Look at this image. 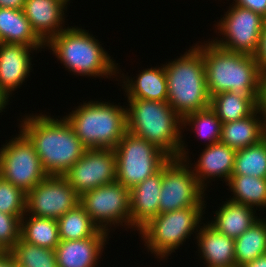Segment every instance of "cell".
Segmentation results:
<instances>
[{
	"label": "cell",
	"mask_w": 266,
	"mask_h": 267,
	"mask_svg": "<svg viewBox=\"0 0 266 267\" xmlns=\"http://www.w3.org/2000/svg\"><path fill=\"white\" fill-rule=\"evenodd\" d=\"M232 175L266 178V136L256 144L236 150Z\"/></svg>",
	"instance_id": "cell-31"
},
{
	"label": "cell",
	"mask_w": 266,
	"mask_h": 267,
	"mask_svg": "<svg viewBox=\"0 0 266 267\" xmlns=\"http://www.w3.org/2000/svg\"><path fill=\"white\" fill-rule=\"evenodd\" d=\"M258 109L264 117L266 123V70L261 74L260 95L258 99Z\"/></svg>",
	"instance_id": "cell-37"
},
{
	"label": "cell",
	"mask_w": 266,
	"mask_h": 267,
	"mask_svg": "<svg viewBox=\"0 0 266 267\" xmlns=\"http://www.w3.org/2000/svg\"><path fill=\"white\" fill-rule=\"evenodd\" d=\"M215 211V217L208 223L218 232L236 239L259 218L256 209L227 200Z\"/></svg>",
	"instance_id": "cell-23"
},
{
	"label": "cell",
	"mask_w": 266,
	"mask_h": 267,
	"mask_svg": "<svg viewBox=\"0 0 266 267\" xmlns=\"http://www.w3.org/2000/svg\"><path fill=\"white\" fill-rule=\"evenodd\" d=\"M205 210L206 206H192L158 214L138 234L148 252L167 260L193 233H198L201 221L206 219Z\"/></svg>",
	"instance_id": "cell-7"
},
{
	"label": "cell",
	"mask_w": 266,
	"mask_h": 267,
	"mask_svg": "<svg viewBox=\"0 0 266 267\" xmlns=\"http://www.w3.org/2000/svg\"><path fill=\"white\" fill-rule=\"evenodd\" d=\"M70 0H26L23 12L36 35L46 43L63 31Z\"/></svg>",
	"instance_id": "cell-17"
},
{
	"label": "cell",
	"mask_w": 266,
	"mask_h": 267,
	"mask_svg": "<svg viewBox=\"0 0 266 267\" xmlns=\"http://www.w3.org/2000/svg\"><path fill=\"white\" fill-rule=\"evenodd\" d=\"M235 154L236 150L222 142H217L205 146L195 163H191L189 157L184 160L192 168L199 185L206 191L207 184L215 181L216 178V180L223 179L227 184L232 176Z\"/></svg>",
	"instance_id": "cell-16"
},
{
	"label": "cell",
	"mask_w": 266,
	"mask_h": 267,
	"mask_svg": "<svg viewBox=\"0 0 266 267\" xmlns=\"http://www.w3.org/2000/svg\"><path fill=\"white\" fill-rule=\"evenodd\" d=\"M239 267H266V254L257 257L255 260L242 264Z\"/></svg>",
	"instance_id": "cell-40"
},
{
	"label": "cell",
	"mask_w": 266,
	"mask_h": 267,
	"mask_svg": "<svg viewBox=\"0 0 266 267\" xmlns=\"http://www.w3.org/2000/svg\"><path fill=\"white\" fill-rule=\"evenodd\" d=\"M6 250L0 246V255L3 254Z\"/></svg>",
	"instance_id": "cell-42"
},
{
	"label": "cell",
	"mask_w": 266,
	"mask_h": 267,
	"mask_svg": "<svg viewBox=\"0 0 266 267\" xmlns=\"http://www.w3.org/2000/svg\"><path fill=\"white\" fill-rule=\"evenodd\" d=\"M47 114H25L22 121L18 120L19 128L33 143L46 173L63 176L87 148L65 117Z\"/></svg>",
	"instance_id": "cell-1"
},
{
	"label": "cell",
	"mask_w": 266,
	"mask_h": 267,
	"mask_svg": "<svg viewBox=\"0 0 266 267\" xmlns=\"http://www.w3.org/2000/svg\"><path fill=\"white\" fill-rule=\"evenodd\" d=\"M20 238L27 243L55 250L60 242L57 219L25 214L21 218Z\"/></svg>",
	"instance_id": "cell-27"
},
{
	"label": "cell",
	"mask_w": 266,
	"mask_h": 267,
	"mask_svg": "<svg viewBox=\"0 0 266 267\" xmlns=\"http://www.w3.org/2000/svg\"><path fill=\"white\" fill-rule=\"evenodd\" d=\"M101 101L86 100L64 116L87 149H114L127 132L126 107Z\"/></svg>",
	"instance_id": "cell-6"
},
{
	"label": "cell",
	"mask_w": 266,
	"mask_h": 267,
	"mask_svg": "<svg viewBox=\"0 0 266 267\" xmlns=\"http://www.w3.org/2000/svg\"><path fill=\"white\" fill-rule=\"evenodd\" d=\"M266 136V123L257 108L248 117L223 123L220 142L234 150H240L256 144Z\"/></svg>",
	"instance_id": "cell-22"
},
{
	"label": "cell",
	"mask_w": 266,
	"mask_h": 267,
	"mask_svg": "<svg viewBox=\"0 0 266 267\" xmlns=\"http://www.w3.org/2000/svg\"><path fill=\"white\" fill-rule=\"evenodd\" d=\"M26 214L59 219L80 203V195L64 176L48 175L26 193Z\"/></svg>",
	"instance_id": "cell-13"
},
{
	"label": "cell",
	"mask_w": 266,
	"mask_h": 267,
	"mask_svg": "<svg viewBox=\"0 0 266 267\" xmlns=\"http://www.w3.org/2000/svg\"><path fill=\"white\" fill-rule=\"evenodd\" d=\"M0 43L45 47L33 31L23 9L0 8Z\"/></svg>",
	"instance_id": "cell-24"
},
{
	"label": "cell",
	"mask_w": 266,
	"mask_h": 267,
	"mask_svg": "<svg viewBox=\"0 0 266 267\" xmlns=\"http://www.w3.org/2000/svg\"><path fill=\"white\" fill-rule=\"evenodd\" d=\"M81 196L84 192L117 181L114 149H86L63 175Z\"/></svg>",
	"instance_id": "cell-14"
},
{
	"label": "cell",
	"mask_w": 266,
	"mask_h": 267,
	"mask_svg": "<svg viewBox=\"0 0 266 267\" xmlns=\"http://www.w3.org/2000/svg\"><path fill=\"white\" fill-rule=\"evenodd\" d=\"M0 267H19L11 251H5L0 255Z\"/></svg>",
	"instance_id": "cell-38"
},
{
	"label": "cell",
	"mask_w": 266,
	"mask_h": 267,
	"mask_svg": "<svg viewBox=\"0 0 266 267\" xmlns=\"http://www.w3.org/2000/svg\"><path fill=\"white\" fill-rule=\"evenodd\" d=\"M195 46L203 54L210 98L231 91L248 95L258 104L262 71L254 56L228 51L210 39Z\"/></svg>",
	"instance_id": "cell-2"
},
{
	"label": "cell",
	"mask_w": 266,
	"mask_h": 267,
	"mask_svg": "<svg viewBox=\"0 0 266 267\" xmlns=\"http://www.w3.org/2000/svg\"><path fill=\"white\" fill-rule=\"evenodd\" d=\"M9 99L12 98H9L8 94L0 87V113L3 111L6 112L4 109H6L9 104Z\"/></svg>",
	"instance_id": "cell-41"
},
{
	"label": "cell",
	"mask_w": 266,
	"mask_h": 267,
	"mask_svg": "<svg viewBox=\"0 0 266 267\" xmlns=\"http://www.w3.org/2000/svg\"><path fill=\"white\" fill-rule=\"evenodd\" d=\"M109 233L100 230L96 235L81 239L59 242L55 248L58 267H95L108 244ZM100 259V260H99Z\"/></svg>",
	"instance_id": "cell-18"
},
{
	"label": "cell",
	"mask_w": 266,
	"mask_h": 267,
	"mask_svg": "<svg viewBox=\"0 0 266 267\" xmlns=\"http://www.w3.org/2000/svg\"><path fill=\"white\" fill-rule=\"evenodd\" d=\"M234 241L236 267L266 254V218H259Z\"/></svg>",
	"instance_id": "cell-28"
},
{
	"label": "cell",
	"mask_w": 266,
	"mask_h": 267,
	"mask_svg": "<svg viewBox=\"0 0 266 267\" xmlns=\"http://www.w3.org/2000/svg\"><path fill=\"white\" fill-rule=\"evenodd\" d=\"M139 72L133 78L123 73L116 77L115 80L122 83L120 86L125 91V98L167 102V79L164 64L160 67L158 65L153 68H145V70H139ZM118 77L124 78L119 80Z\"/></svg>",
	"instance_id": "cell-21"
},
{
	"label": "cell",
	"mask_w": 266,
	"mask_h": 267,
	"mask_svg": "<svg viewBox=\"0 0 266 267\" xmlns=\"http://www.w3.org/2000/svg\"><path fill=\"white\" fill-rule=\"evenodd\" d=\"M254 59L256 60L261 71L266 70V20L263 26L257 51L255 52Z\"/></svg>",
	"instance_id": "cell-35"
},
{
	"label": "cell",
	"mask_w": 266,
	"mask_h": 267,
	"mask_svg": "<svg viewBox=\"0 0 266 267\" xmlns=\"http://www.w3.org/2000/svg\"><path fill=\"white\" fill-rule=\"evenodd\" d=\"M187 126L191 128L189 131L193 130L196 137L199 136L198 139H203L205 141L203 142L205 146L220 142L222 123L210 107L184 116L182 118L183 132Z\"/></svg>",
	"instance_id": "cell-30"
},
{
	"label": "cell",
	"mask_w": 266,
	"mask_h": 267,
	"mask_svg": "<svg viewBox=\"0 0 266 267\" xmlns=\"http://www.w3.org/2000/svg\"><path fill=\"white\" fill-rule=\"evenodd\" d=\"M57 223L61 241L89 238L100 231L80 203L57 219Z\"/></svg>",
	"instance_id": "cell-29"
},
{
	"label": "cell",
	"mask_w": 266,
	"mask_h": 267,
	"mask_svg": "<svg viewBox=\"0 0 266 267\" xmlns=\"http://www.w3.org/2000/svg\"><path fill=\"white\" fill-rule=\"evenodd\" d=\"M19 131V134L6 140L0 147V177L27 193L48 174L43 169L33 143Z\"/></svg>",
	"instance_id": "cell-9"
},
{
	"label": "cell",
	"mask_w": 266,
	"mask_h": 267,
	"mask_svg": "<svg viewBox=\"0 0 266 267\" xmlns=\"http://www.w3.org/2000/svg\"><path fill=\"white\" fill-rule=\"evenodd\" d=\"M26 0H0V8L23 9Z\"/></svg>",
	"instance_id": "cell-39"
},
{
	"label": "cell",
	"mask_w": 266,
	"mask_h": 267,
	"mask_svg": "<svg viewBox=\"0 0 266 267\" xmlns=\"http://www.w3.org/2000/svg\"><path fill=\"white\" fill-rule=\"evenodd\" d=\"M167 102L183 118L210 107L202 52L194 45L180 57L164 64Z\"/></svg>",
	"instance_id": "cell-5"
},
{
	"label": "cell",
	"mask_w": 266,
	"mask_h": 267,
	"mask_svg": "<svg viewBox=\"0 0 266 267\" xmlns=\"http://www.w3.org/2000/svg\"><path fill=\"white\" fill-rule=\"evenodd\" d=\"M206 223V224H205ZM203 222L195 236L198 255L205 267H236L235 241Z\"/></svg>",
	"instance_id": "cell-20"
},
{
	"label": "cell",
	"mask_w": 266,
	"mask_h": 267,
	"mask_svg": "<svg viewBox=\"0 0 266 267\" xmlns=\"http://www.w3.org/2000/svg\"><path fill=\"white\" fill-rule=\"evenodd\" d=\"M127 103L128 132L154 144L170 158L189 157L182 135V118L168 102L127 99Z\"/></svg>",
	"instance_id": "cell-3"
},
{
	"label": "cell",
	"mask_w": 266,
	"mask_h": 267,
	"mask_svg": "<svg viewBox=\"0 0 266 267\" xmlns=\"http://www.w3.org/2000/svg\"><path fill=\"white\" fill-rule=\"evenodd\" d=\"M228 9L224 16L217 20V24H214L220 38L214 37L211 41L228 51L254 56L266 19L235 4Z\"/></svg>",
	"instance_id": "cell-10"
},
{
	"label": "cell",
	"mask_w": 266,
	"mask_h": 267,
	"mask_svg": "<svg viewBox=\"0 0 266 267\" xmlns=\"http://www.w3.org/2000/svg\"><path fill=\"white\" fill-rule=\"evenodd\" d=\"M100 43L86 29L68 25L50 38L45 48L52 50L57 61L60 60L66 70L76 76L115 78L122 71Z\"/></svg>",
	"instance_id": "cell-4"
},
{
	"label": "cell",
	"mask_w": 266,
	"mask_h": 267,
	"mask_svg": "<svg viewBox=\"0 0 266 267\" xmlns=\"http://www.w3.org/2000/svg\"><path fill=\"white\" fill-rule=\"evenodd\" d=\"M44 48L0 43V87L9 97L26 82L25 79L33 71L30 53L37 50L41 52Z\"/></svg>",
	"instance_id": "cell-15"
},
{
	"label": "cell",
	"mask_w": 266,
	"mask_h": 267,
	"mask_svg": "<svg viewBox=\"0 0 266 267\" xmlns=\"http://www.w3.org/2000/svg\"><path fill=\"white\" fill-rule=\"evenodd\" d=\"M26 193L0 177V211L22 218L26 214Z\"/></svg>",
	"instance_id": "cell-33"
},
{
	"label": "cell",
	"mask_w": 266,
	"mask_h": 267,
	"mask_svg": "<svg viewBox=\"0 0 266 267\" xmlns=\"http://www.w3.org/2000/svg\"><path fill=\"white\" fill-rule=\"evenodd\" d=\"M21 218L0 211V246L10 251L20 239Z\"/></svg>",
	"instance_id": "cell-34"
},
{
	"label": "cell",
	"mask_w": 266,
	"mask_h": 267,
	"mask_svg": "<svg viewBox=\"0 0 266 267\" xmlns=\"http://www.w3.org/2000/svg\"><path fill=\"white\" fill-rule=\"evenodd\" d=\"M205 195V190L185 160L170 158L162 167L159 214L192 206H206Z\"/></svg>",
	"instance_id": "cell-12"
},
{
	"label": "cell",
	"mask_w": 266,
	"mask_h": 267,
	"mask_svg": "<svg viewBox=\"0 0 266 267\" xmlns=\"http://www.w3.org/2000/svg\"><path fill=\"white\" fill-rule=\"evenodd\" d=\"M231 4L250 9L266 19V0H233Z\"/></svg>",
	"instance_id": "cell-36"
},
{
	"label": "cell",
	"mask_w": 266,
	"mask_h": 267,
	"mask_svg": "<svg viewBox=\"0 0 266 267\" xmlns=\"http://www.w3.org/2000/svg\"><path fill=\"white\" fill-rule=\"evenodd\" d=\"M80 204L100 230L110 233L119 225L131 229L129 189L117 181L84 192Z\"/></svg>",
	"instance_id": "cell-11"
},
{
	"label": "cell",
	"mask_w": 266,
	"mask_h": 267,
	"mask_svg": "<svg viewBox=\"0 0 266 267\" xmlns=\"http://www.w3.org/2000/svg\"><path fill=\"white\" fill-rule=\"evenodd\" d=\"M114 151L117 182L129 190L158 172L170 160L157 146L128 131Z\"/></svg>",
	"instance_id": "cell-8"
},
{
	"label": "cell",
	"mask_w": 266,
	"mask_h": 267,
	"mask_svg": "<svg viewBox=\"0 0 266 267\" xmlns=\"http://www.w3.org/2000/svg\"><path fill=\"white\" fill-rule=\"evenodd\" d=\"M227 186L233 194L226 200L244 204L256 210H266V178L249 175H232ZM258 208V209H257ZM265 208V209H264Z\"/></svg>",
	"instance_id": "cell-26"
},
{
	"label": "cell",
	"mask_w": 266,
	"mask_h": 267,
	"mask_svg": "<svg viewBox=\"0 0 266 267\" xmlns=\"http://www.w3.org/2000/svg\"><path fill=\"white\" fill-rule=\"evenodd\" d=\"M162 168L129 190L131 229L139 231L159 214Z\"/></svg>",
	"instance_id": "cell-19"
},
{
	"label": "cell",
	"mask_w": 266,
	"mask_h": 267,
	"mask_svg": "<svg viewBox=\"0 0 266 267\" xmlns=\"http://www.w3.org/2000/svg\"><path fill=\"white\" fill-rule=\"evenodd\" d=\"M10 251L19 267H58L54 250L27 243L21 238Z\"/></svg>",
	"instance_id": "cell-32"
},
{
	"label": "cell",
	"mask_w": 266,
	"mask_h": 267,
	"mask_svg": "<svg viewBox=\"0 0 266 267\" xmlns=\"http://www.w3.org/2000/svg\"><path fill=\"white\" fill-rule=\"evenodd\" d=\"M210 108L223 124L248 117L258 108V104L248 95L226 91L210 98Z\"/></svg>",
	"instance_id": "cell-25"
}]
</instances>
